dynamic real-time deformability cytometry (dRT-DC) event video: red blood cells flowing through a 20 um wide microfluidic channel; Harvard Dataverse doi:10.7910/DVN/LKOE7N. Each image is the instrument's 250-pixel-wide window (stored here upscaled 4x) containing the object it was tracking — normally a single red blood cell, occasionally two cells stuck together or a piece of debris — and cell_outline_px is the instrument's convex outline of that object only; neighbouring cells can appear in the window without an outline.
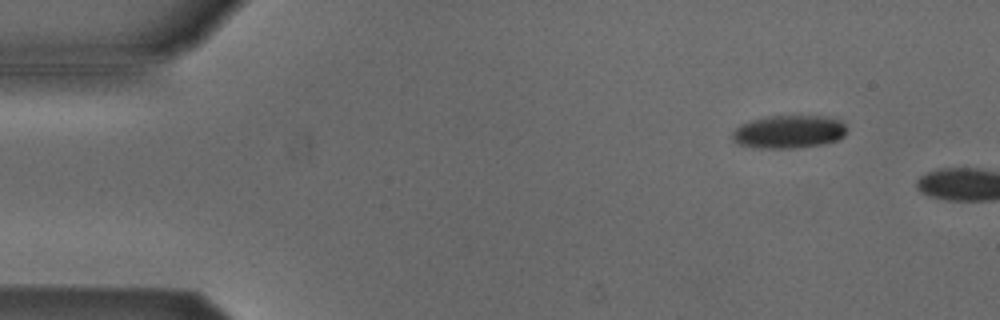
{"species": "Egyptian fruit bat (a non-hibernating species)", "species_latin": "Rousettus aegyptiacus", "temperature_condition": "cold", "stored_images_in_passage": 3, "camera_frame_rate_fps": 3000, "um_per_image_px": 0.085, "animal": {"sex": "male"}, "frame": {"image": 1, "passage_image": 2, "time_ms": 1.333, "image_size_px": [1000, 320], "cell_outline_px": [[848, 132], [840, 140], [824, 144], [796, 148], [760, 148], [740, 144], [732, 140], [732, 132], [740, 124], [764, 116], [832, 116], [844, 120], [848, 128]], "centroid_in_image_um": [67.15, 11.19], "position_along_channel_um": 17.9, "area_um2": 22.6}}